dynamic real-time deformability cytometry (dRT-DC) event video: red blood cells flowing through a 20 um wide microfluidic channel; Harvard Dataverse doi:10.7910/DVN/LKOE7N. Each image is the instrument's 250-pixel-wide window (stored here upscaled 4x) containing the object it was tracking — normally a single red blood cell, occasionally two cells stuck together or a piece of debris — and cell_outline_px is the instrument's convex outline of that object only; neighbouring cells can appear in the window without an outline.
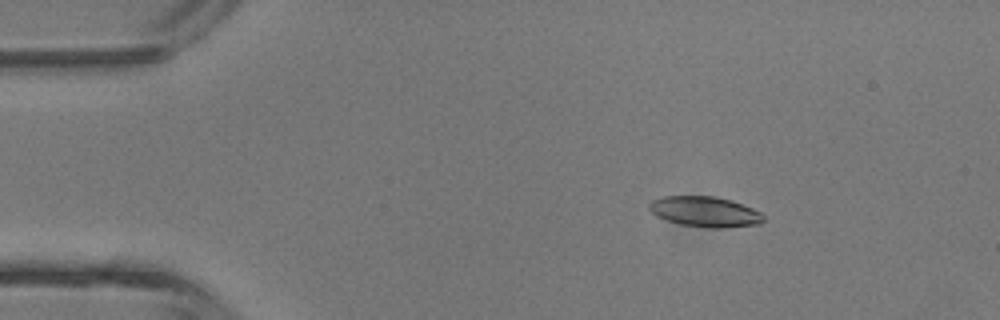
{"species": "common noctule bat (a hibernating species)", "species_latin": "Nyctalus noctula", "temperature_condition": "room temperature", "stored_images_in_passage": 6, "camera_frame_rate_fps": 3000, "um_per_image_px": 0.085, "animal": {"sex": "male", "body_mass_g": 13.3}, "frame": {"image": 1, "passage_image": 2, "time_ms": 1.333, "image_size_px": [1000, 320], "cell_outline_px": [[764, 220], [760, 224], [720, 228], [708, 228], [680, 224], [656, 216], [648, 208], [648, 204], [652, 200], [664, 196], [712, 196], [732, 200], [752, 208], [760, 212], [764, 216]], "centroid_in_image_um": [59.92, 17.99], "position_along_channel_um": 25.1, "area_um2": 20.23}}
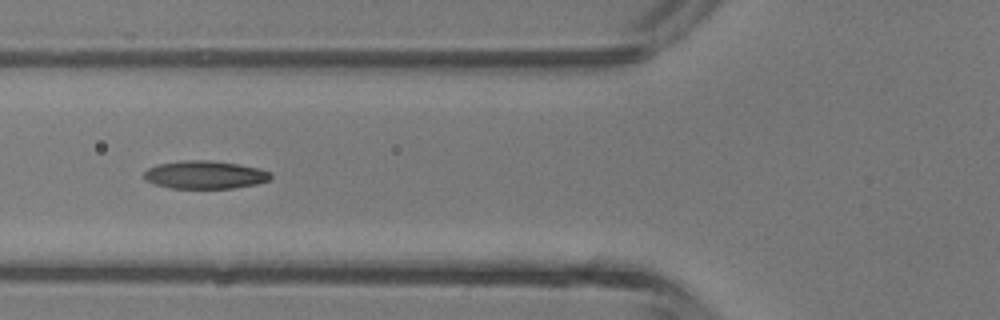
{"frame": {"image": 2, "passage_image": 5, "time_ms": 4.667, "image_size_px": [1000, 320], "cell_outline_px": [[272, 176], [268, 180], [256, 184], [232, 188], [172, 188], [156, 184], [144, 180], [144, 172], [148, 168], [160, 164], [180, 160], [208, 160], [240, 164], [260, 168], [272, 172]], "centroid_in_image_um": [17.44, 14.85], "position_along_channel_um": 108.4, "area_um2": 20.69}}
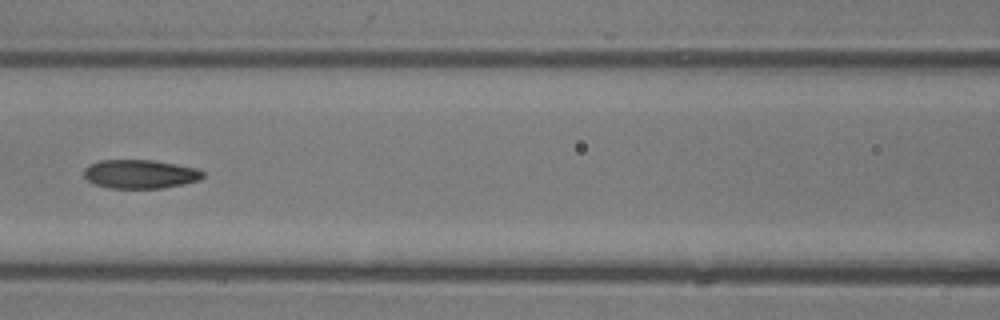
{"frame": {"image": 3, "passage_image": 6, "time_ms": 5.667, "image_size_px": [1000, 320], "cell_outline_px": [[204, 176], [200, 180], [160, 188], [108, 188], [96, 184], [88, 180], [84, 176], [84, 168], [88, 164], [100, 160], [152, 160], [176, 164], [196, 168], [204, 172]], "centroid_in_image_um": [11.89, 14.79], "position_along_channel_um": 154.7, "area_um2": 19.88}}